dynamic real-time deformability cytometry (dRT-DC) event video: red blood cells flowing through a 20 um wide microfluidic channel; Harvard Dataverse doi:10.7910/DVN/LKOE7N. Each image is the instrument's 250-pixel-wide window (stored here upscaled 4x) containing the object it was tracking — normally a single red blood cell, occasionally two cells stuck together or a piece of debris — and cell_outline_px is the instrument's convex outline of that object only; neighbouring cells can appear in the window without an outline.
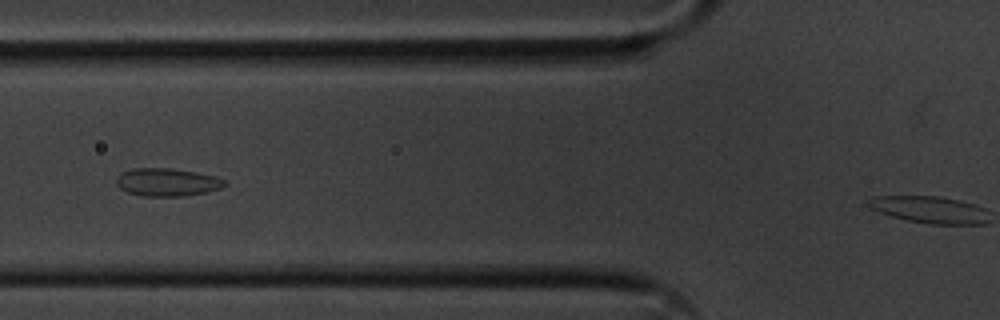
{"species": "common noctule bat (a hibernating species)", "species_latin": "Nyctalus noctula", "temperature_condition": "cold", "stored_images_in_passage": 34, "camera_frame_rate_fps": 3000, "um_per_image_px": 0.085, "animal": {"sex": "male", "body_mass_g": 20.1, "forearm_length_mm": 53.5}, "frame": {"image": 1, "passage_image": 6, "time_ms": 1.667, "image_size_px": [1000, 320], "cell_outline_px": [[228, 184], [220, 188], [208, 192], [184, 196], [140, 196], [128, 192], [120, 188], [116, 184], [116, 176], [120, 172], [132, 168], [172, 168], [196, 172], [216, 176], [224, 180]], "centroid_in_image_um": [14.19, 15.48], "position_along_channel_um": 111.6, "area_um2": 17.86}}
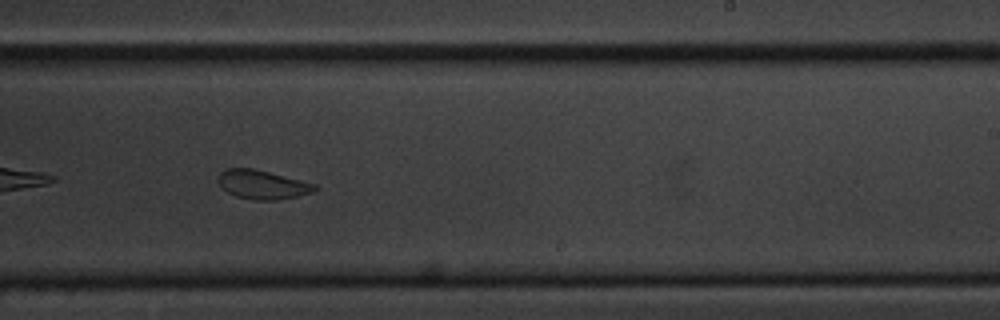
{"frame": {"image": 2, "passage_image": 19, "time_ms": 6.0, "image_size_px": [1000, 320], "cell_outline_px": [[320, 188], [312, 192], [296, 196], [276, 200], [256, 200], [236, 196], [228, 192], [216, 180], [220, 172], [228, 168], [252, 168], [316, 184]], "centroid_in_image_um": [22.3, 15.69], "position_along_channel_um": 266.7, "area_um2": 16.07}}
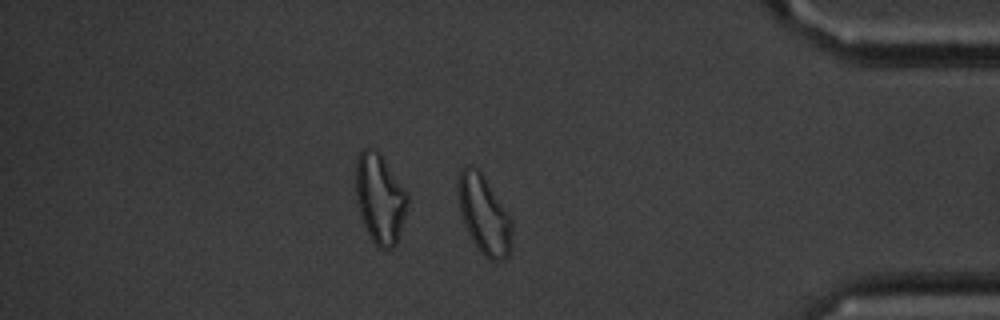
{"frame": {"image": 3, "passage_image": 32, "time_ms": 10.333, "image_size_px": [1000, 320], "cell_outline_px": [[512, 248], [508, 256], [500, 260], [488, 260], [480, 252], [472, 240], [464, 224], [460, 212], [456, 184], [460, 172], [468, 164], [476, 168], [480, 172], [512, 216]], "centroid_in_image_um": [41.16, 18.28], "position_along_channel_um": 394.0, "area_um2": 24.97}, "authors_computed_cell_mechanics": {"area_um2": 17.2822, "velocity_mm_per_s": 3.5741, "shape_relaxation_time_tau1_ms": 6.5948, "shape_relaxation_time_tau2_ms": 2.7755, "deformation_change_tau1": 0.0776, "deformation_change_tau2": 0.0761}}